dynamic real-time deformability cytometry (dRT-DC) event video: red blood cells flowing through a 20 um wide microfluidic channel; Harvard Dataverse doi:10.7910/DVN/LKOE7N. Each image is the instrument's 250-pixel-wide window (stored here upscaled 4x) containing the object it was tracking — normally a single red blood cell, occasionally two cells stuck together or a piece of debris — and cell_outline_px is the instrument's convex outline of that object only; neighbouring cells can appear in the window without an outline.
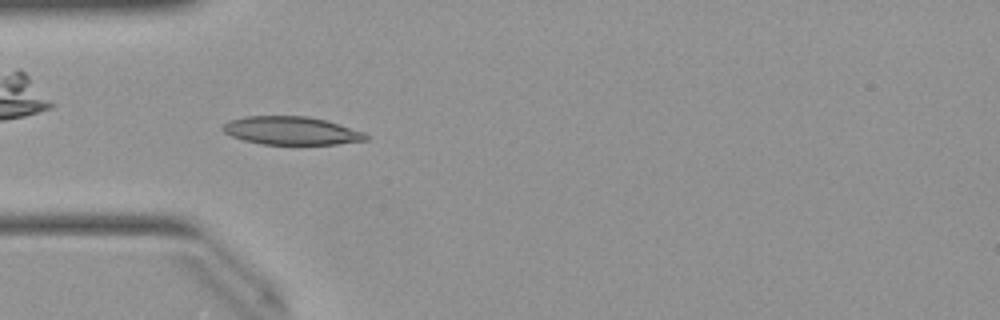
{"species": "Egyptian fruit bat (a non-hibernating species)", "species_latin": "Rousettus aegyptiacus", "temperature_condition": "warm", "stored_images_in_passage": 49, "camera_frame_rate_fps": 3000, "um_per_image_px": 0.085, "animal": {"sex": "female"}, "frame": {"image": 1, "passage_image": 14, "time_ms": 4.333, "image_size_px": [1000, 320], "cell_outline_px": [[368, 140], [336, 144], [264, 144], [244, 140], [232, 136], [224, 132], [220, 128], [228, 120], [244, 116], [308, 116], [324, 120], [364, 132], [368, 136]], "centroid_in_image_um": [24.73, 11.1], "position_along_channel_um": 60.3, "area_um2": 23.35}}
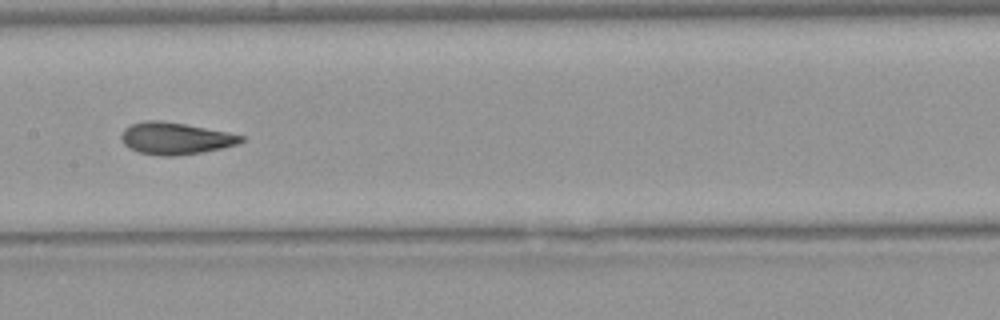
{"frame": {"image": 2, "passage_image": 24, "time_ms": 7.667, "image_size_px": [1000, 320], "cell_outline_px": [[244, 140], [236, 144], [220, 148], [200, 152], [172, 156], [164, 156], [140, 152], [128, 148], [124, 144], [120, 136], [124, 128], [132, 124], [144, 120], [160, 120], [184, 124], [228, 132], [244, 136]], "centroid_in_image_um": [14.86, 11.75], "position_along_channel_um": 192.5, "area_um2": 22.02}}
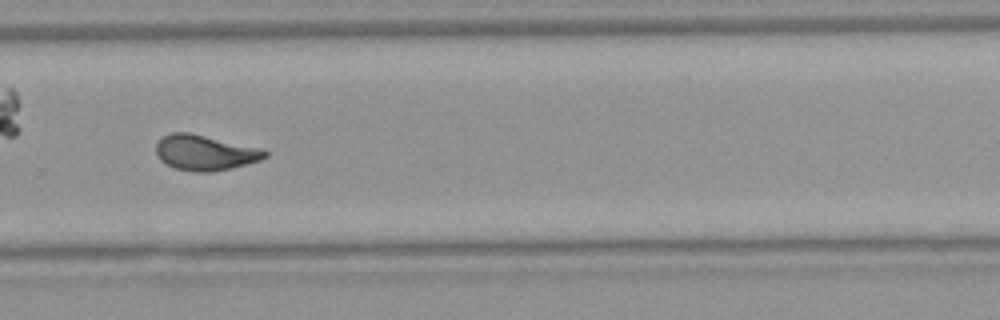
{"frame": {"image": 3, "passage_image": 33, "time_ms": 10.667, "image_size_px": [1000, 320], "cell_outline_px": [[268, 156], [260, 160], [232, 168], [212, 172], [192, 172], [176, 168], [160, 160], [156, 156], [156, 144], [160, 136], [172, 132], [188, 132], [264, 148], [268, 152]], "centroid_in_image_um": [17.43, 12.96], "position_along_channel_um": 312.4, "area_um2": 22.77}, "authors_computed_cell_mechanics": {"area_um2": 22.0218, "velocity_mm_per_s": 4.0127, "shape_relaxation_time_tau1_ms": 6.9462, "shape_relaxation_time_tau2_ms": 1.3343, "deformation_change_tau1": 0.2034, "deformation_change_tau2": 0.0799}}